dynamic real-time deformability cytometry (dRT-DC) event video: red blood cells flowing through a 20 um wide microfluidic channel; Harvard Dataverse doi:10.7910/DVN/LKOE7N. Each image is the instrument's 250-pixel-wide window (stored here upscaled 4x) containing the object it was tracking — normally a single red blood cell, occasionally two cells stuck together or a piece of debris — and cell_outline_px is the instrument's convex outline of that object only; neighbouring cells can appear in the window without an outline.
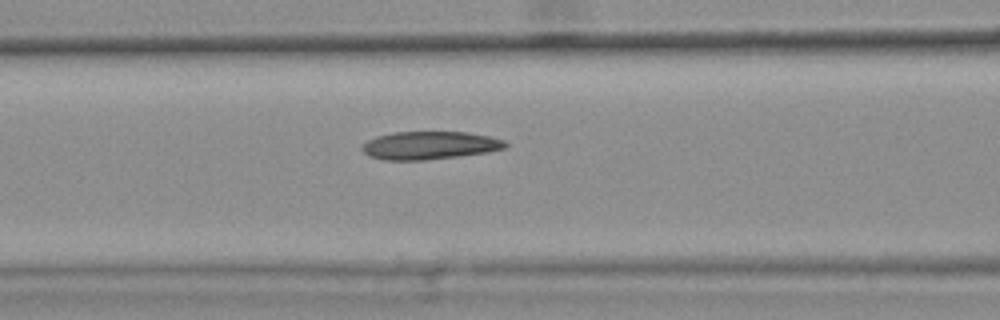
{"species": "common noctule bat (a hibernating species)", "species_latin": "Nyctalus noctula", "temperature_condition": "warm", "stored_images_in_passage": 47, "camera_frame_rate_fps": 3000, "um_per_image_px": 0.085, "animal": {"sex": "female", "body_mass_g": 25.1}, "frame": {"image": 1, "passage_image": 21, "time_ms": 6.667, "image_size_px": [1000, 320], "cell_outline_px": [[508, 144], [504, 148], [488, 152], [424, 160], [384, 160], [368, 156], [360, 148], [360, 144], [376, 136], [392, 132], [468, 132], [488, 136], [504, 140]], "centroid_in_image_um": [36.46, 12.35], "position_along_channel_um": 130.1, "area_um2": 23.41}, "authors_computed_cell_mechanics": {"area_um2": 23.987, "velocity_mm_per_s": 3.7876, "shape_relaxation_time_tau1_ms": null, "shape_relaxation_time_tau2_ms": 6.2231, "deformation_change_tau1": null, "deformation_change_tau2": 0.1327}}